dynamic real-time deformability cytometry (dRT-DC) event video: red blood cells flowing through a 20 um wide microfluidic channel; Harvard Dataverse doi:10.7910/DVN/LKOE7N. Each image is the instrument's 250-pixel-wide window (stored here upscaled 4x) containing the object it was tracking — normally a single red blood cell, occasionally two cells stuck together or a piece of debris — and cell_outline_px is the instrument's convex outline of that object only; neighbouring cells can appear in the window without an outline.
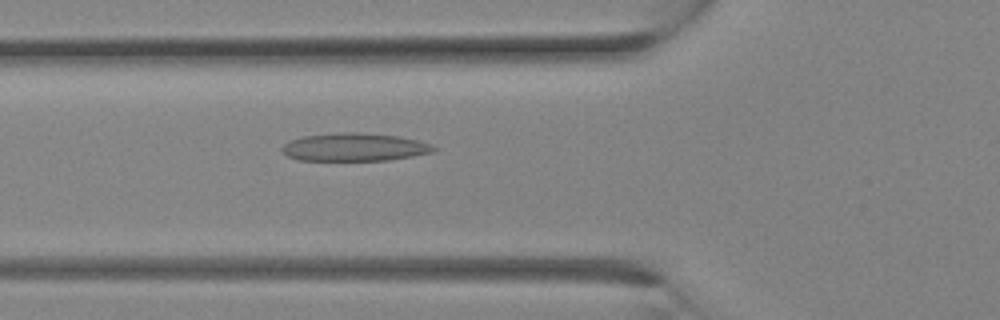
{"species": "Egyptian fruit bat (a non-hibernating species)", "species_latin": "Rousettus aegyptiacus", "temperature_condition": "room temperature", "stored_images_in_passage": 10, "camera_frame_rate_fps": 3000, "um_per_image_px": 0.085, "animal": {"sex": "female"}, "frame": {"image": 1, "passage_image": 10, "time_ms": 3.0, "image_size_px": [1000, 320], "cell_outline_px": [[440, 148], [432, 152], [412, 156], [388, 160], [296, 160], [288, 156], [280, 148], [284, 144], [292, 140], [304, 136], [344, 132], [356, 132], [400, 136], [432, 144]], "centroid_in_image_um": [30.16, 12.51], "position_along_channel_um": 95.6, "area_um2": 24.62}}